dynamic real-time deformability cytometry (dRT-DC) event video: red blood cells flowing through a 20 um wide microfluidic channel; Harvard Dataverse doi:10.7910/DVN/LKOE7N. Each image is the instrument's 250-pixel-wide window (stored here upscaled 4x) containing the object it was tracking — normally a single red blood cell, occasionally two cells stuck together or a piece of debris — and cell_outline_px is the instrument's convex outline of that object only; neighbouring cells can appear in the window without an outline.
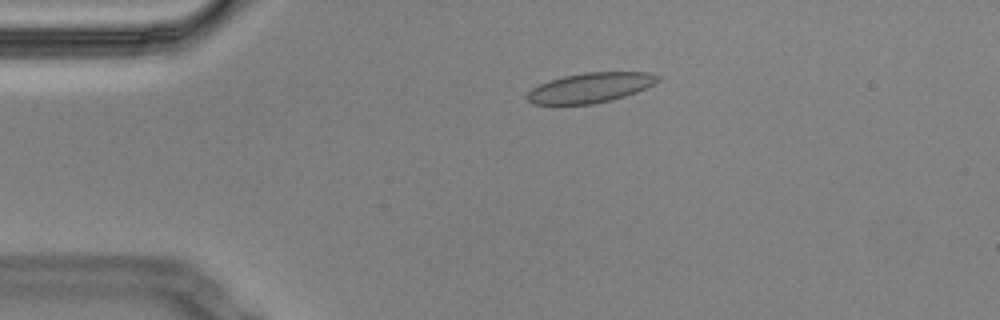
{"species": "Egyptian fruit bat (a non-hibernating species)", "species_latin": "Rousettus aegyptiacus", "temperature_condition": "cold", "stored_images_in_passage": 58, "camera_frame_rate_fps": 3000, "um_per_image_px": 0.085, "animal": {"sex": "male"}, "frame": {"image": 1, "passage_image": 12, "time_ms": 3.667, "image_size_px": [1000, 320], "cell_outline_px": [[660, 80], [636, 92], [624, 96], [592, 104], [532, 104], [528, 100], [528, 92], [532, 88], [540, 84], [564, 76], [584, 72], [648, 72], [660, 76]], "centroid_in_image_um": [50.18, 7.44], "position_along_channel_um": 34.8, "area_um2": 22.37}}
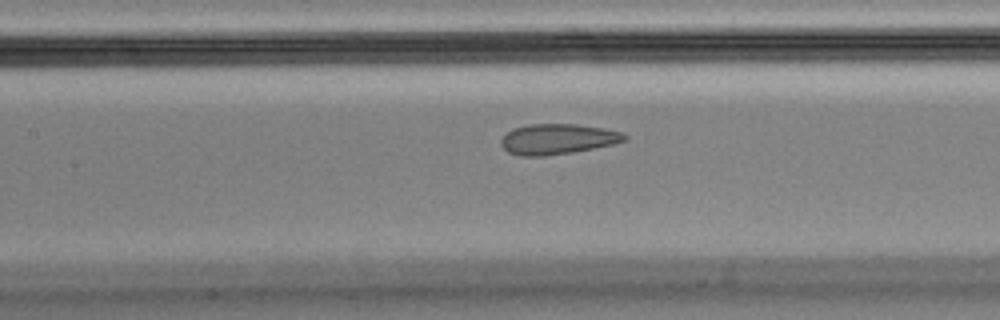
{"frame": {"image": 2, "passage_image": 26, "time_ms": 8.333, "image_size_px": [1000, 320], "cell_outline_px": [[628, 140], [612, 144], [572, 152], [544, 156], [520, 156], [508, 152], [500, 144], [500, 140], [512, 128], [528, 124], [576, 124], [604, 128], [620, 132], [628, 136]], "centroid_in_image_um": [47.38, 11.82], "position_along_channel_um": 160.0, "area_um2": 21.85}}
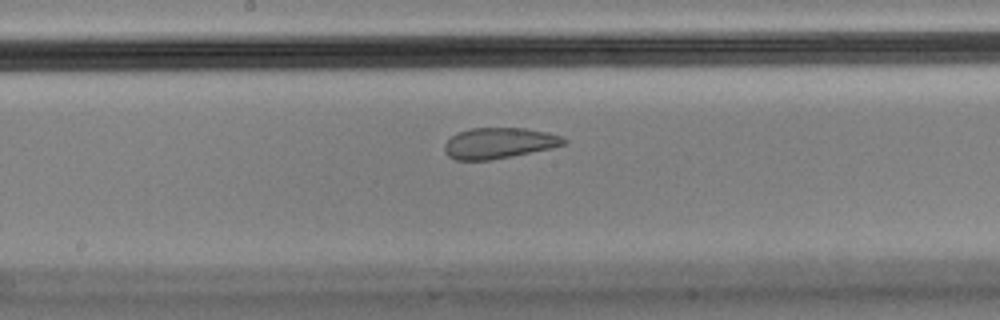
{"frame": {"image": 3, "passage_image": 30, "time_ms": 9.667, "image_size_px": [1000, 320], "cell_outline_px": [[568, 140], [564, 144], [548, 148], [512, 156], [488, 160], [456, 160], [448, 156], [444, 152], [444, 144], [452, 136], [460, 132], [472, 128], [524, 128], [548, 132], [564, 136]], "centroid_in_image_um": [42.41, 12.16], "position_along_channel_um": 205.8, "area_um2": 21.27}}